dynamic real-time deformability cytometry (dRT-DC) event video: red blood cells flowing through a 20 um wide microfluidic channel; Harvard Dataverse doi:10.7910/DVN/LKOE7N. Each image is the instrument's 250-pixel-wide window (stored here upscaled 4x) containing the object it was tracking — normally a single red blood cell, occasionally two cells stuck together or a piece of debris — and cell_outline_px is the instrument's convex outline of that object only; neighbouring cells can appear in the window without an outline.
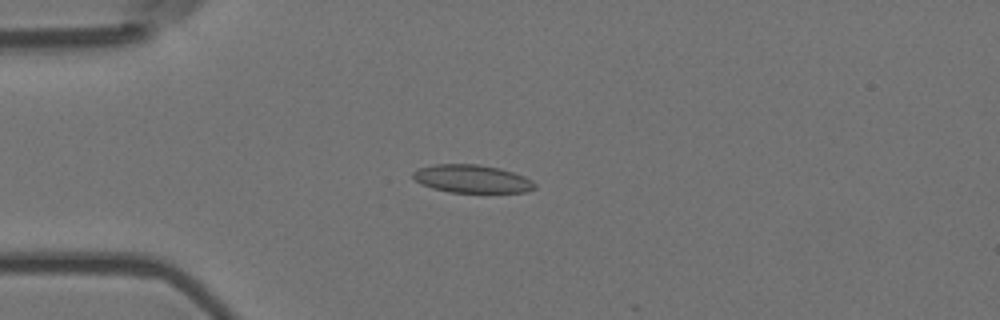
{"species": "Egyptian fruit bat (a non-hibernating species)", "species_latin": "Rousettus aegyptiacus", "temperature_condition": "room temperature", "stored_images_in_passage": 3, "camera_frame_rate_fps": 3000, "um_per_image_px": 0.085, "animal": {"sex": "female"}, "frame": {"image": 1, "passage_image": 1, "time_ms": 0.0, "image_size_px": [1000, 320], "cell_outline_px": [[536, 188], [528, 192], [448, 192], [432, 188], [420, 184], [412, 176], [412, 172], [420, 168], [436, 164], [476, 164], [500, 168], [524, 176], [532, 180], [536, 184]], "centroid_in_image_um": [40.13, 15.2], "position_along_channel_um": 44.9, "area_um2": 19.88}}
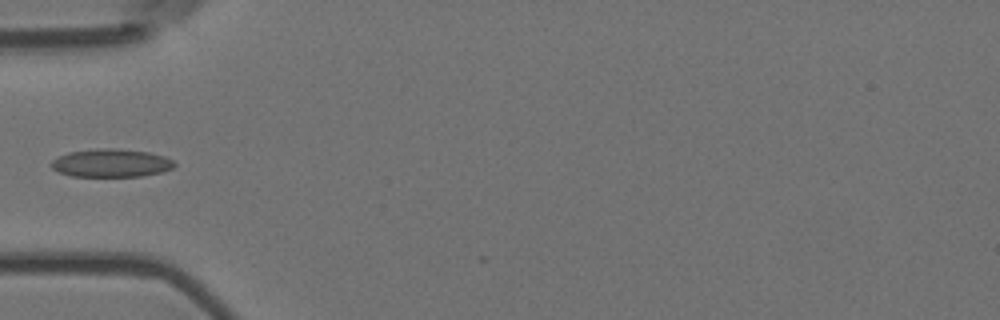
{"frame": {"image": 2, "passage_image": 2, "time_ms": 0.333, "image_size_px": [1000, 320], "cell_outline_px": [[176, 164], [172, 168], [160, 172], [140, 176], [72, 176], [56, 172], [52, 168], [52, 160], [56, 156], [68, 152], [96, 148], [112, 148], [148, 152], [164, 156], [172, 160]], "centroid_in_image_um": [9.39, 13.85], "position_along_channel_um": 75.6, "area_um2": 20.17}}
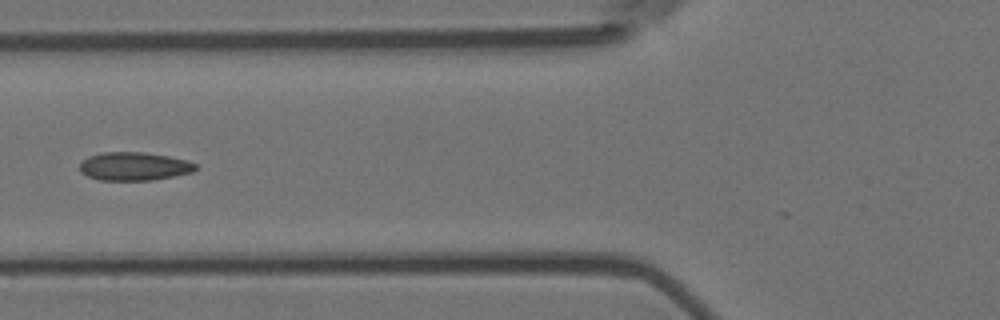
{"frame": {"image": 3, "passage_image": 3, "time_ms": 0.667, "image_size_px": [1000, 320], "cell_outline_px": [[196, 168], [192, 172], [152, 180], [100, 180], [88, 176], [80, 172], [80, 164], [88, 156], [100, 152], [144, 152], [168, 156], [184, 160], [196, 164]], "centroid_in_image_um": [11.36, 14.13], "position_along_channel_um": 114.4, "area_um2": 18.96}}